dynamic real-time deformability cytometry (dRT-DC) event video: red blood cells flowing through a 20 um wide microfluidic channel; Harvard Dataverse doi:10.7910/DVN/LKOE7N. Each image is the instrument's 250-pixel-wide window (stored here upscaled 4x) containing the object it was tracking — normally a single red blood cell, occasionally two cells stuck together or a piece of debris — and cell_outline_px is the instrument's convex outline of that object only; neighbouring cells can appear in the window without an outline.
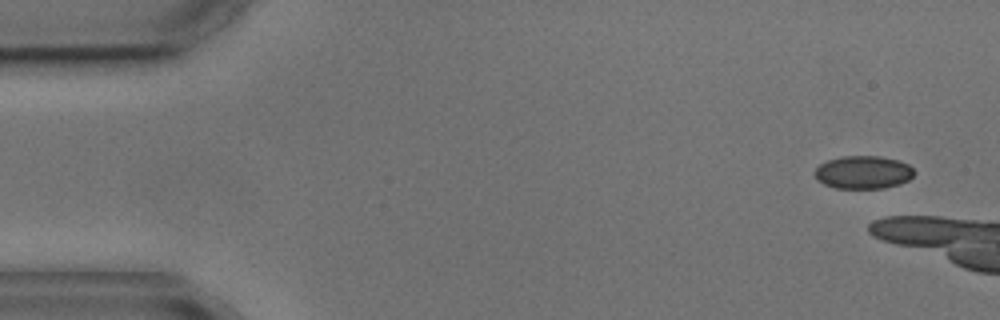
{"species": "common noctule bat (a hibernating species)", "species_latin": "Nyctalus noctula", "temperature_condition": "cold", "stored_images_in_passage": 3, "camera_frame_rate_fps": 3000, "um_per_image_px": 0.085, "animal": {"sex": "male", "body_mass_g": 17.9, "forearm_length_mm": 54.2}, "frame": {"image": 1, "passage_image": 1, "time_ms": 0.0, "image_size_px": [1000, 320], "cell_outline_px": [[916, 172], [908, 180], [900, 184], [884, 188], [836, 188], [824, 184], [816, 180], [816, 168], [820, 164], [828, 160], [840, 156], [880, 156], [900, 160], [908, 164]], "centroid_in_image_um": [73.4, 14.64], "position_along_channel_um": 11.6, "area_um2": 19.19}}